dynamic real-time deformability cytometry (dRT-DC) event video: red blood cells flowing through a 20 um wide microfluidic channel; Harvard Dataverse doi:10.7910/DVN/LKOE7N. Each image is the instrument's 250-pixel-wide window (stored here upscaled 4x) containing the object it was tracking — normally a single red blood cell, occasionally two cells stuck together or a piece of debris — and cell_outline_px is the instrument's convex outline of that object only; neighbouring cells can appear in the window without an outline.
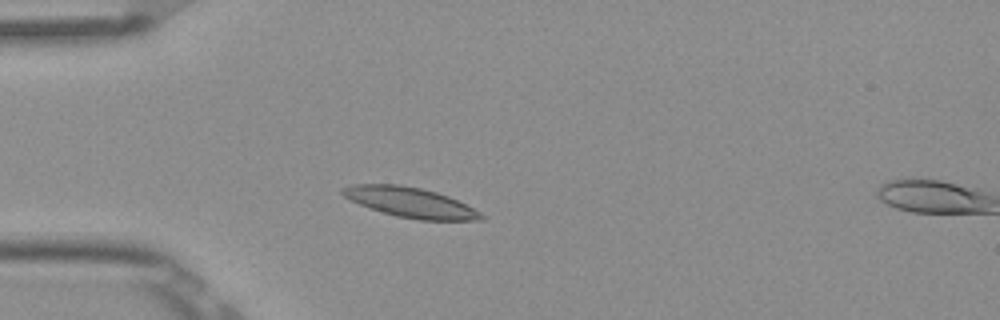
{"species": "Egyptian fruit bat (a non-hibernating species)", "species_latin": "Rousettus aegyptiacus", "temperature_condition": "room temperature", "stored_images_in_passage": 2, "camera_frame_rate_fps": 3000, "um_per_image_px": 0.085, "frame": {"image": 1, "passage_image": 1, "time_ms": 0.0, "image_size_px": [1000, 320], "cell_outline_px": [[484, 220], [420, 220], [396, 216], [360, 204], [344, 196], [340, 192], [340, 188], [352, 184], [400, 184], [420, 188], [436, 192], [448, 196], [480, 212], [484, 216]], "centroid_in_image_um": [34.86, 17.19], "position_along_channel_um": 50.1, "area_um2": 23.93}}